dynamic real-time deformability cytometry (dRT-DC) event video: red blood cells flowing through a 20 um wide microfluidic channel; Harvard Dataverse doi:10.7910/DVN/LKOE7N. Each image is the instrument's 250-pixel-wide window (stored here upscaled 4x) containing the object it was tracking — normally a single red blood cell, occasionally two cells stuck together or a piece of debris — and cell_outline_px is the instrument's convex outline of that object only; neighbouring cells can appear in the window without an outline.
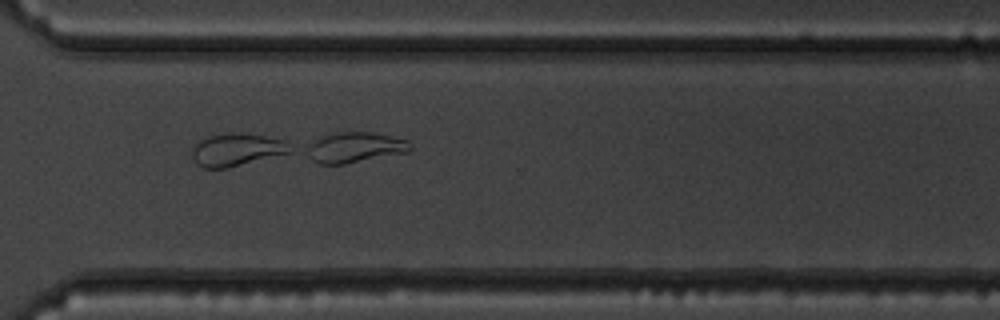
{"species": "common noctule bat (a hibernating species)", "species_latin": "Nyctalus noctula", "temperature_condition": "warm", "stored_images_in_passage": 52, "segment_of_instrument_passage": [2, 2], "camera_frame_rate_fps": 3000, "um_per_image_px": 0.085, "animal": {"sex": "male", "body_mass_g": 19.5, "forearm_length_mm": 54.6}, "frame": {"image": 1, "passage_image": 39, "time_ms": 12.667, "image_size_px": [1000, 320], "cell_outline_px": [[412, 148], [408, 152], [344, 164], [320, 164], [312, 160], [304, 152], [308, 144], [320, 136], [336, 132], [372, 132], [408, 140], [412, 144]], "centroid_in_image_um": [30.14, 12.53], "position_along_channel_um": 340.5, "area_um2": 18.5}}